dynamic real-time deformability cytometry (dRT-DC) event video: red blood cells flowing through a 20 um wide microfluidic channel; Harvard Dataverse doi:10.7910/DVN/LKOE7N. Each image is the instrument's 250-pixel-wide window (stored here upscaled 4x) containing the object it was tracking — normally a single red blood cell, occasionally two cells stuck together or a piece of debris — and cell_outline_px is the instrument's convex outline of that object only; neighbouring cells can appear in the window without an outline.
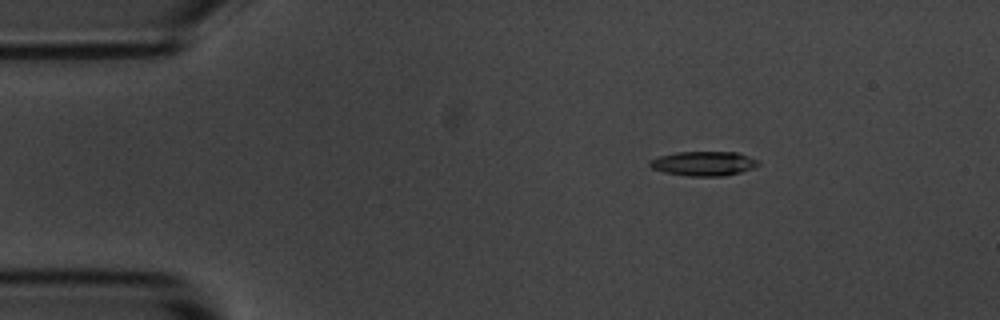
{"species": "common noctule bat (a hibernating species)", "species_latin": "Nyctalus noctula", "temperature_condition": "room temperature", "stored_images_in_passage": 3, "camera_frame_rate_fps": 3000, "um_per_image_px": 0.085, "animal": {"sex": "male", "body_mass_g": 20.1, "forearm_length_mm": 53.5}, "frame": {"image": 1, "passage_image": 1, "time_ms": 0.0, "image_size_px": [1000, 320], "cell_outline_px": [[760, 164], [752, 168], [740, 172], [724, 176], [688, 176], [664, 172], [652, 168], [648, 164], [648, 160], [660, 156], [676, 152], [736, 152], [760, 160]], "centroid_in_image_um": [59.8, 13.9], "position_along_channel_um": 25.2, "area_um2": 15.49}}